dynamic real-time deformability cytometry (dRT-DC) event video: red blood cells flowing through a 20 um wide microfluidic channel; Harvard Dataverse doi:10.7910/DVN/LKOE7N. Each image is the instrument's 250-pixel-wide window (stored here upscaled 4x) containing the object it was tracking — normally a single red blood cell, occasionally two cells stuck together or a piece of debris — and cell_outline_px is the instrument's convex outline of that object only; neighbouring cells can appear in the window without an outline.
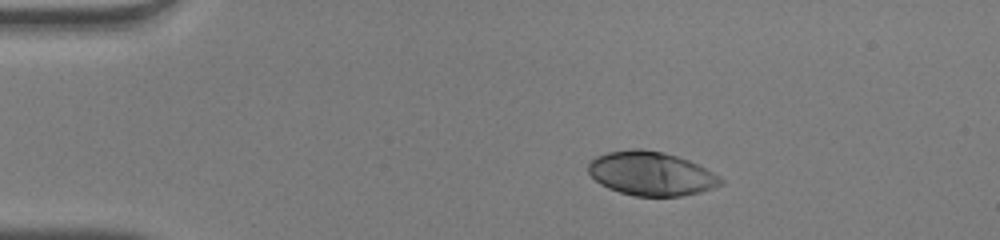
{"species": "human", "species_latin": "Homo sapiens", "temperature_condition": "warm", "stored_images_in_passage": 42, "camera_frame_rate_fps": 3000, "um_per_image_px": 0.085, "donor": {"sex": "male"}, "frame": {"image": 1, "passage_image": 1, "time_ms": 0.0, "image_size_px": [1000, 240], "cell_outline_px": [[724, 184], [700, 192], [680, 196], [636, 196], [620, 192], [608, 188], [600, 184], [588, 172], [588, 160], [596, 156], [608, 152], [628, 148], [644, 148], [664, 152], [688, 160], [720, 176], [724, 180]], "centroid_in_image_um": [55.32, 14.74], "position_along_channel_um": 29.7, "area_um2": 34.04}}
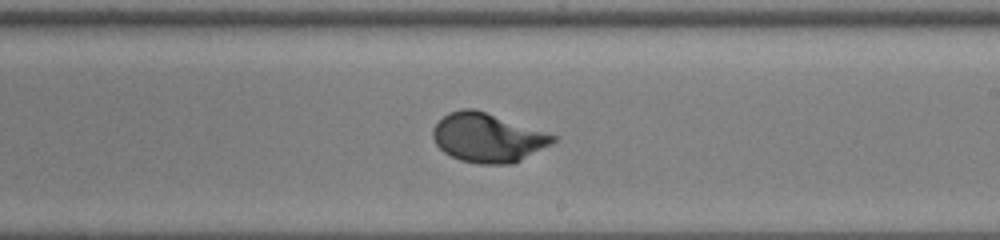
{"frame": {"image": 2, "passage_image": 22, "time_ms": 7.0, "image_size_px": [1000, 240], "cell_outline_px": [[560, 136], [552, 144], [512, 164], [480, 164], [460, 160], [444, 152], [436, 144], [432, 136], [432, 128], [448, 112], [460, 108], [476, 108]], "centroid_in_image_um": [41.47, 11.68], "position_along_channel_um": 247.5, "area_um2": 34.62}}
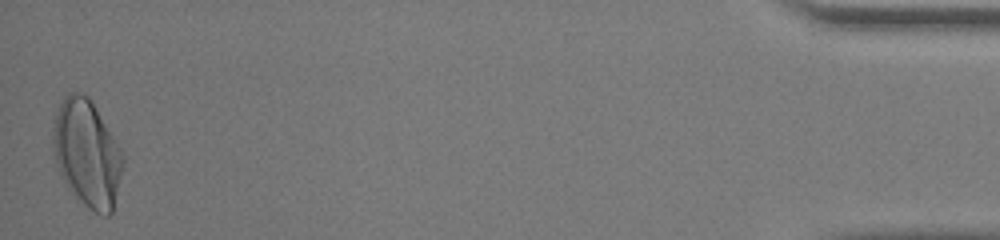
{"frame": {"image": 3, "passage_image": 42, "time_ms": 13.667, "image_size_px": [1000, 240], "cell_outline_px": [[124, 164], [112, 212], [108, 216], [104, 216], [88, 208], [84, 204], [64, 180], [56, 164], [52, 148], [52, 132], [56, 112], [64, 96], [68, 92], [80, 92], [88, 96], [92, 100], [124, 156]], "centroid_in_image_um": [7.39, 13.0], "position_along_channel_um": 427.8, "area_um2": 43.29}, "authors_computed_cell_mechanics": {"area_um2": 34.1887, "velocity_mm_per_s": 4.0525, "shape_relaxation_time_tau1_ms": 2.697, "shape_relaxation_time_tau2_ms": null, "deformation_change_tau1": 0.1943, "deformation_change_tau2": null}}